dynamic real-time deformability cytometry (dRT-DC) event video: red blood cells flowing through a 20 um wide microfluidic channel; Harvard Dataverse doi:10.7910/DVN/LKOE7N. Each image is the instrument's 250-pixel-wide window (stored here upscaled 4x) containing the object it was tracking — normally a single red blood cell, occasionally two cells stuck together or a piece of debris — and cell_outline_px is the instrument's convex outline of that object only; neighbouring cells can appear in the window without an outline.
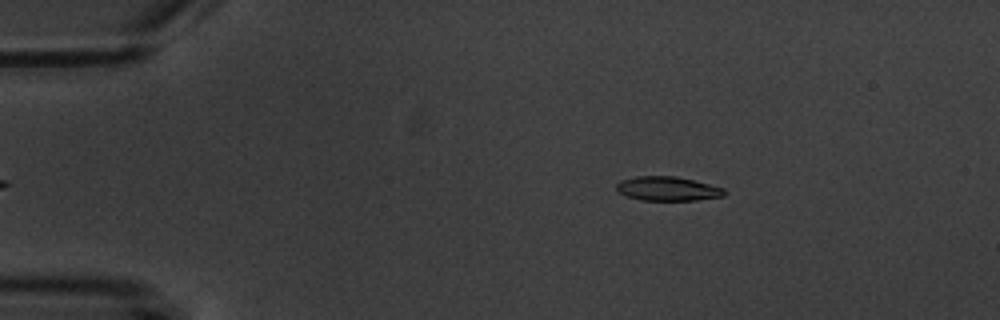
{"species": "common noctule bat (a hibernating species)", "species_latin": "Nyctalus noctula", "temperature_condition": "warm", "stored_images_in_passage": 4, "camera_frame_rate_fps": 3000, "um_per_image_px": 0.085, "animal": {"sex": "male", "body_mass_g": 20.1, "forearm_length_mm": 53.5}, "frame": {"image": 1, "passage_image": 4, "time_ms": 3.667, "image_size_px": [1000, 320], "cell_outline_px": [[724, 196], [696, 200], [640, 200], [628, 196], [620, 192], [616, 188], [616, 184], [620, 180], [636, 176], [676, 176], [724, 188]], "centroid_in_image_um": [56.72, 16.03], "position_along_channel_um": 28.3, "area_um2": 15.03}}